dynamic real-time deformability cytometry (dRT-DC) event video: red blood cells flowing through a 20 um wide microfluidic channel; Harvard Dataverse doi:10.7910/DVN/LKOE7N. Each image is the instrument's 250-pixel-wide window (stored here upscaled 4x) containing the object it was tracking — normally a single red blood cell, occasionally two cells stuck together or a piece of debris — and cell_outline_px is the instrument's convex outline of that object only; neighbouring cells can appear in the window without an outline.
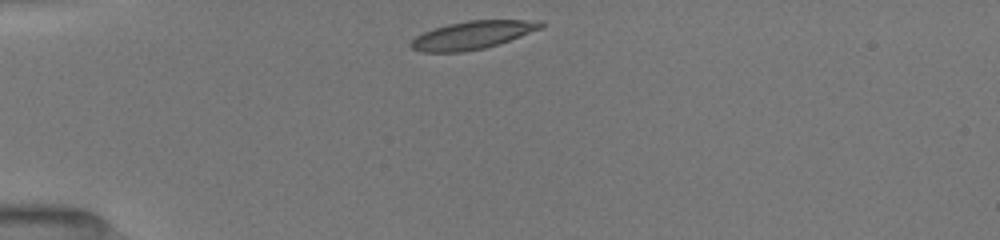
{"species": "common noctule bat (a hibernating species)", "species_latin": "Nyctalus noctula", "temperature_condition": "room temperature", "stored_images_in_passage": 21, "camera_frame_rate_fps": 3000, "um_per_image_px": 0.085, "animal": {"sex": "female", "body_mass_g": 19.5, "forearm_length_mm": 54.1}, "frame": {"image": 1, "passage_image": 1, "time_ms": 0.0, "image_size_px": [1000, 240], "cell_outline_px": [[544, 24], [540, 28], [520, 36], [484, 48], [460, 52], [420, 52], [412, 48], [408, 44], [416, 36], [424, 32], [448, 24], [468, 20], [544, 20]], "centroid_in_image_um": [40.13, 2.98], "position_along_channel_um": 44.9, "area_um2": 20.92}}
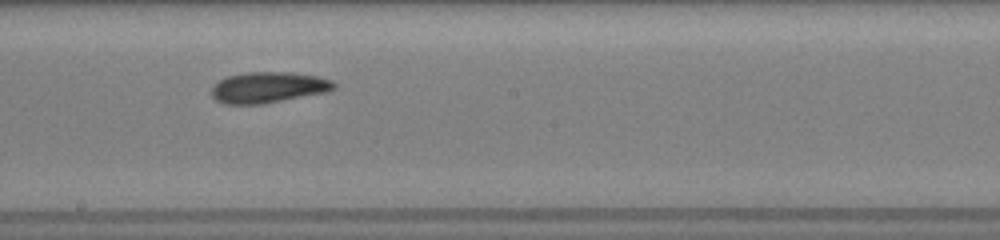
{"frame": {"image": 2, "passage_image": 9, "time_ms": 5.333, "image_size_px": [1000, 240], "cell_outline_px": [[336, 88], [328, 92], [260, 104], [224, 104], [216, 100], [212, 96], [212, 84], [228, 76], [244, 72], [292, 72], [320, 76], [332, 80], [336, 84]], "centroid_in_image_um": [22.83, 7.42], "position_along_channel_um": 225.4, "area_um2": 22.25}}
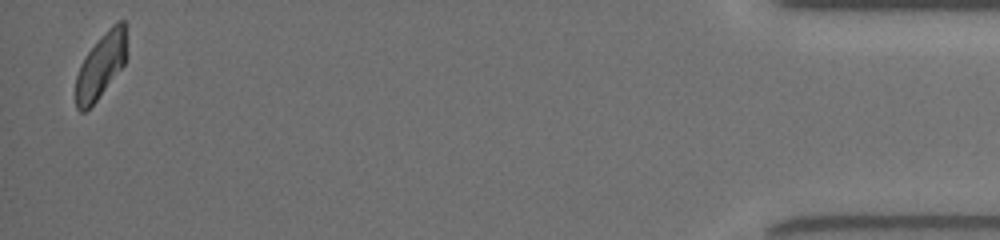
{"frame": {"image": 3, "passage_image": 21, "time_ms": 12.333, "image_size_px": [1000, 240], "cell_outline_px": [[128, 56], [124, 64], [96, 100], [84, 112], [80, 112], [76, 108], [76, 76], [80, 64], [84, 56], [104, 32], [112, 24], [120, 20], [124, 20], [128, 52]], "centroid_in_image_um": [8.59, 5.54], "position_along_channel_um": 426.6, "area_um2": 19.31}, "authors_computed_cell_mechanics": {"area_um2": 21.097, "velocity_mm_per_s": 3.9965, "shape_relaxation_time_tau1_ms": 5.9321, "shape_relaxation_time_tau2_ms": 3.398, "deformation_change_tau1": 0.1422, "deformation_change_tau2": 0.0975}}